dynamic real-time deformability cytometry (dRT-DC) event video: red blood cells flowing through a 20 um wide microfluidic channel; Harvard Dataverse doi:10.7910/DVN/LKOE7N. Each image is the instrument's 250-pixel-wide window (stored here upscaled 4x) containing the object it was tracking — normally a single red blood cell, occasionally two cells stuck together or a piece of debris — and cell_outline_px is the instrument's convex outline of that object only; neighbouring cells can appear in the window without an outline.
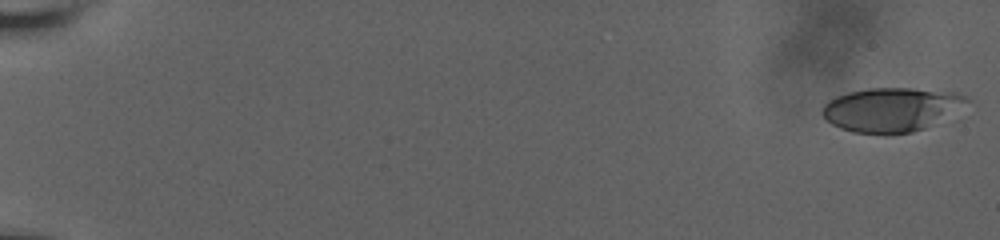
{"species": "human", "species_latin": "Homo sapiens", "temperature_condition": "room temperature", "stored_images_in_passage": 60, "camera_frame_rate_fps": 3000, "um_per_image_px": 0.085, "donor": {"sex": "male"}, "frame": {"image": 1, "passage_image": 1, "time_ms": 0.0, "image_size_px": [1000, 240], "cell_outline_px": [[968, 100], [924, 128], [912, 132], [892, 136], [884, 136], [852, 132], [840, 128], [832, 124], [820, 112], [824, 104], [828, 100], [836, 96], [848, 92], [868, 88], [912, 88], [956, 92], [964, 96]], "centroid_in_image_um": [75.62, 9.33], "position_along_channel_um": 9.4, "area_um2": 36.76}}
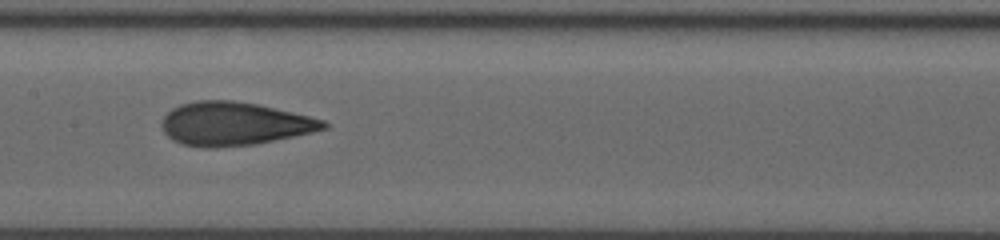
{"frame": {"image": 2, "passage_image": 33, "time_ms": 10.667, "image_size_px": [1000, 240], "cell_outline_px": [[328, 128], [312, 132], [256, 144], [212, 148], [200, 148], [180, 144], [172, 140], [164, 132], [160, 124], [160, 120], [172, 108], [180, 104], [196, 100], [236, 100], [260, 104], [324, 120], [328, 124]], "centroid_in_image_um": [19.86, 10.52], "position_along_channel_um": 187.5, "area_um2": 41.27}}
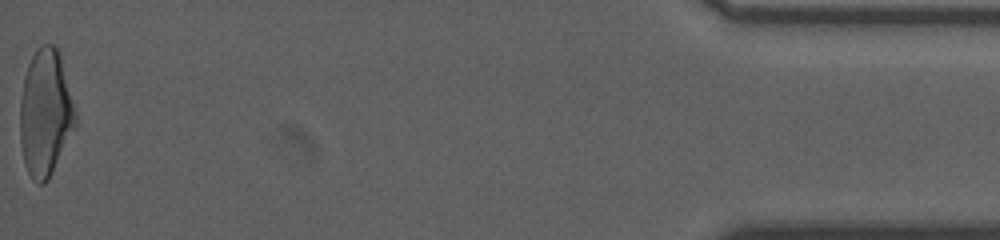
{"frame": {"image": 3, "passage_image": 60, "time_ms": 19.667, "image_size_px": [1000, 240], "cell_outline_px": [[76, 124], [48, 180], [44, 184], [36, 184], [32, 180], [24, 164], [20, 144], [20, 100], [24, 76], [28, 64], [36, 48], [44, 44], [52, 44], [60, 52], [76, 112]], "centroid_in_image_um": [3.84, 9.6], "position_along_channel_um": 431.4, "area_um2": 41.04}, "authors_computed_cell_mechanics": {"area_um2": 38.8705, "velocity_mm_per_s": 3.6772, "shape_relaxation_time_tau1_ms": 6.8356, "shape_relaxation_time_tau2_ms": 1.3007, "deformation_change_tau1": 0.2218, "deformation_change_tau2": 0.0916}}